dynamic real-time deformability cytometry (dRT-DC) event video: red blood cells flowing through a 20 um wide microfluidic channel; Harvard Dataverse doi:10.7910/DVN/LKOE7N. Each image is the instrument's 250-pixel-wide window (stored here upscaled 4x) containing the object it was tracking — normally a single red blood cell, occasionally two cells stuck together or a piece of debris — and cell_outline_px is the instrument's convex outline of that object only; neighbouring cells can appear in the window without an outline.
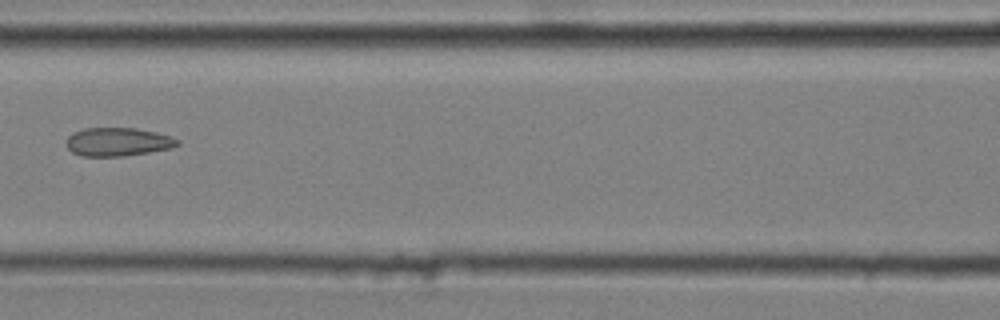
{"species": "common noctule bat (a hibernating species)", "species_latin": "Nyctalus noctula", "temperature_condition": "cold", "stored_images_in_passage": 5, "camera_frame_rate_fps": 3000, "um_per_image_px": 0.085, "animal": {"sex": "male", "body_mass_g": 20.4}, "frame": {"image": 1, "passage_image": 5, "time_ms": 1.333, "image_size_px": [1000, 320], "cell_outline_px": [[180, 144], [172, 148], [124, 156], [80, 156], [72, 152], [64, 144], [68, 136], [72, 132], [84, 128], [136, 128], [156, 132], [180, 140]], "centroid_in_image_um": [9.98, 12.06], "position_along_channel_um": 156.6, "area_um2": 18.55}}